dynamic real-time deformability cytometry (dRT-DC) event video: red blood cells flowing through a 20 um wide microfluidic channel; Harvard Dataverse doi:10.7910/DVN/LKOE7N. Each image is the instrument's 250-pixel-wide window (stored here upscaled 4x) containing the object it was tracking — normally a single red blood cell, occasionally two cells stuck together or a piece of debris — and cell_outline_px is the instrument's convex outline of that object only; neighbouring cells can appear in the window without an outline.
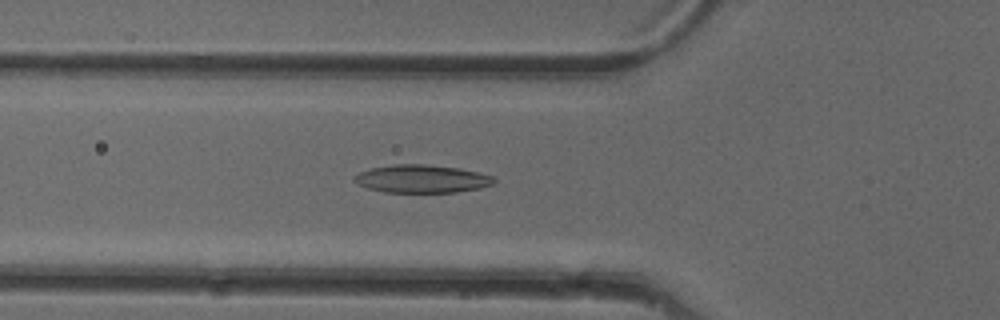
{"species": "common noctule bat (a hibernating species)", "species_latin": "Nyctalus noctula", "temperature_condition": "cold", "stored_images_in_passage": 16, "camera_frame_rate_fps": 3000, "um_per_image_px": 0.085, "animal": {"sex": "female"}, "frame": {"image": 1, "passage_image": 8, "time_ms": 2.333, "image_size_px": [1000, 320], "cell_outline_px": [[496, 180], [492, 184], [480, 188], [456, 192], [384, 192], [368, 188], [352, 180], [352, 176], [360, 172], [372, 168], [392, 164], [424, 164], [460, 168], [492, 176]], "centroid_in_image_um": [35.83, 15.19], "position_along_channel_um": 90.0, "area_um2": 22.66}}
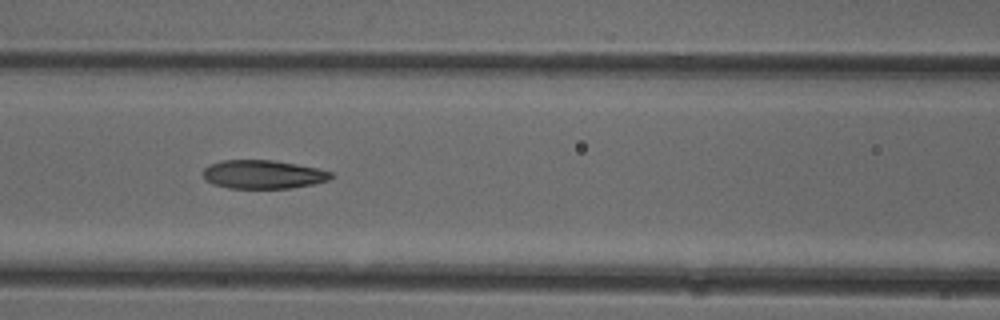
{"frame": {"image": 2, "passage_image": 12, "time_ms": 3.667, "image_size_px": [1000, 320], "cell_outline_px": [[336, 176], [328, 180], [312, 184], [292, 188], [228, 188], [212, 184], [204, 180], [204, 168], [208, 164], [224, 160], [272, 160], [296, 164], [316, 168], [332, 172]], "centroid_in_image_um": [22.35, 14.82], "position_along_channel_um": 144.2, "area_um2": 21.39}}
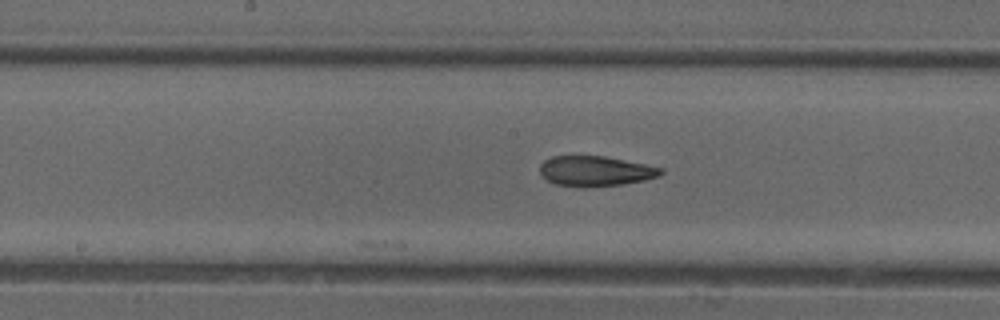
{"frame": {"image": 3, "passage_image": 16, "time_ms": 5.0, "image_size_px": [1000, 320], "cell_outline_px": [[664, 172], [660, 176], [644, 180], [620, 184], [584, 188], [556, 184], [548, 180], [540, 172], [540, 164], [544, 160], [552, 156], [604, 156], [664, 168]], "centroid_in_image_um": [50.62, 14.54], "position_along_channel_um": 197.6, "area_um2": 21.21}}